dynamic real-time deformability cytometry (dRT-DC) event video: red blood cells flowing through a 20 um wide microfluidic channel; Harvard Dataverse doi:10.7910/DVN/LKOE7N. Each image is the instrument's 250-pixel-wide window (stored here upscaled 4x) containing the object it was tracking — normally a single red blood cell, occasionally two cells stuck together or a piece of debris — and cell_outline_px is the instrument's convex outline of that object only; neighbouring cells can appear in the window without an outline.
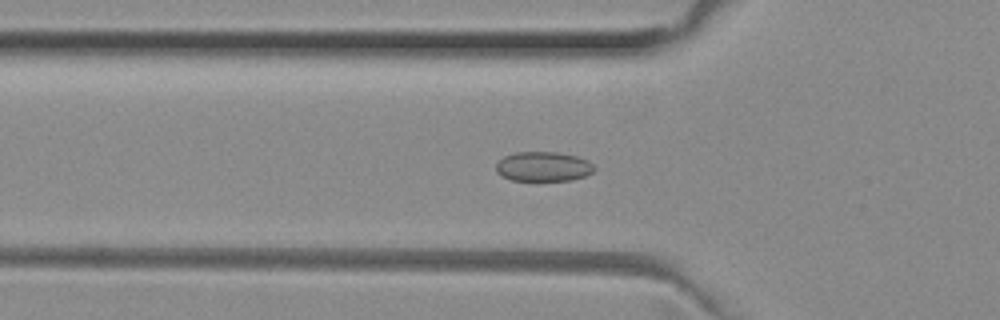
{"species": "common noctule bat (a hibernating species)", "species_latin": "Nyctalus noctula", "temperature_condition": "room temperature", "stored_images_in_passage": 51, "camera_frame_rate_fps": 3000, "um_per_image_px": 0.085, "animal": {"sex": "female", "body_mass_g": 29.2, "forearm_length_mm": 56.3}, "frame": {"image": 1, "passage_image": 17, "time_ms": 5.333, "image_size_px": [1000, 320], "cell_outline_px": [[596, 168], [592, 172], [584, 176], [568, 180], [512, 180], [500, 176], [496, 172], [496, 164], [504, 156], [516, 152], [556, 152], [576, 156], [588, 160]], "centroid_in_image_um": [46.16, 14.15], "position_along_channel_um": 79.6, "area_um2": 16.88}}
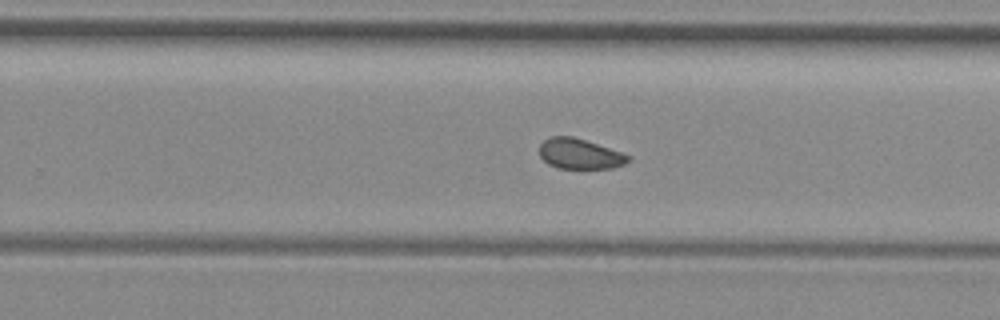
{"frame": {"image": 2, "passage_image": 32, "time_ms": 10.333, "image_size_px": [1000, 320], "cell_outline_px": [[632, 160], [624, 164], [612, 168], [560, 168], [548, 164], [540, 156], [540, 144], [544, 140], [552, 136], [572, 136], [632, 156]], "centroid_in_image_um": [49.29, 13.08], "position_along_channel_um": 280.5, "area_um2": 15.49}}
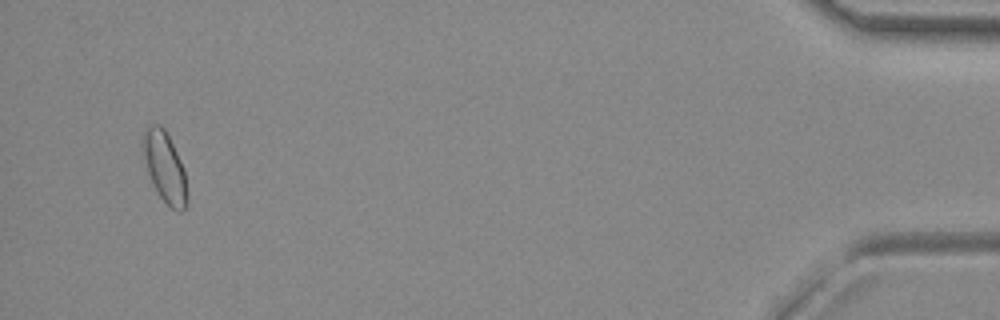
{"frame": {"image": 3, "passage_image": 49, "time_ms": 16.0, "image_size_px": [1000, 320], "cell_outline_px": [[188, 200], [184, 208], [180, 212], [172, 208], [156, 192], [152, 184], [140, 148], [140, 144], [144, 128], [152, 124], [160, 124], [164, 128], [184, 168], [188, 196]], "centroid_in_image_um": [13.96, 14.17], "position_along_channel_um": 421.2, "area_um2": 18.38}}